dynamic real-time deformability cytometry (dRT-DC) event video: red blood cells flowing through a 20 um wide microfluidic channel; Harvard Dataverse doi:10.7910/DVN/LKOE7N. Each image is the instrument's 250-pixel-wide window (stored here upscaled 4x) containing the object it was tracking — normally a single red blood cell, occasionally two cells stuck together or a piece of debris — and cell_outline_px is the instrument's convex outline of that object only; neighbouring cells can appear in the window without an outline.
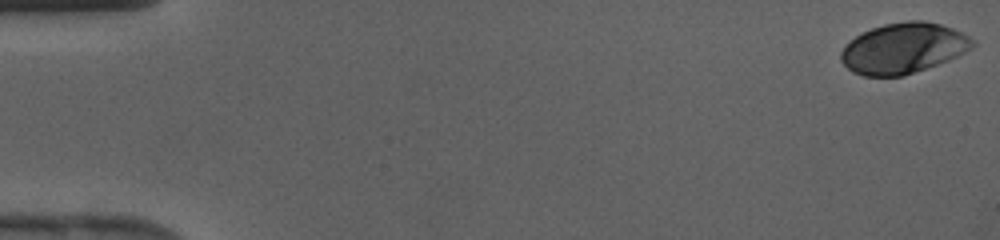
{"species": "human", "species_latin": "Homo sapiens", "temperature_condition": "cold", "stored_images_in_passage": 43, "camera_frame_rate_fps": 3000, "um_per_image_px": 0.085, "donor": {"sex": "female"}, "frame": {"image": 1, "passage_image": 1, "time_ms": 0.0, "image_size_px": [1000, 240], "cell_outline_px": [[976, 44], [972, 48], [948, 60], [904, 76], [864, 76], [852, 72], [840, 60], [840, 52], [856, 36], [872, 28], [884, 24], [908, 20], [924, 20], [940, 24], [952, 28], [968, 36]], "centroid_in_image_um": [76.78, 4.1], "position_along_channel_um": 8.2, "area_um2": 38.44}}
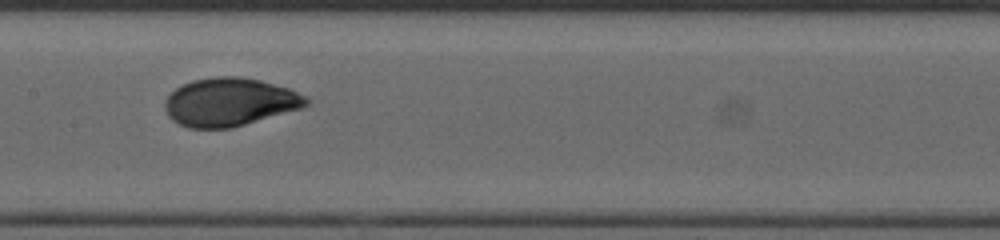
{"frame": {"image": 2, "passage_image": 22, "time_ms": 7.0, "image_size_px": [1000, 240], "cell_outline_px": [[312, 100], [308, 104], [300, 108], [232, 128], [188, 128], [172, 120], [168, 116], [164, 108], [164, 104], [168, 96], [176, 88], [192, 80], [216, 76], [236, 76], [260, 80], [288, 88], [308, 96]], "centroid_in_image_um": [19.53, 8.67], "position_along_channel_um": 187.9, "area_um2": 39.65}}
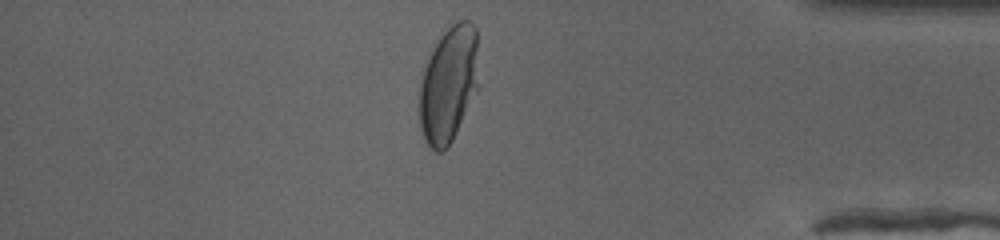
{"frame": {"image": 3, "passage_image": 37, "time_ms": 12.0, "image_size_px": [1000, 240], "cell_outline_px": [[480, 88], [452, 140], [440, 152], [436, 152], [424, 140], [420, 128], [420, 84], [424, 68], [428, 56], [440, 36], [452, 24], [460, 20], [468, 20], [476, 28], [480, 84]], "centroid_in_image_um": [38.17, 7.15], "position_along_channel_um": 397.0, "area_um2": 40.63}}